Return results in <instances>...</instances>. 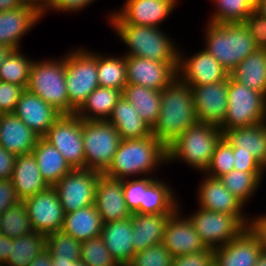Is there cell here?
I'll return each mask as SVG.
<instances>
[{
  "mask_svg": "<svg viewBox=\"0 0 266 266\" xmlns=\"http://www.w3.org/2000/svg\"><path fill=\"white\" fill-rule=\"evenodd\" d=\"M153 177L123 180L124 199L131 213H135L143 202L145 189L154 181Z\"/></svg>",
  "mask_w": 266,
  "mask_h": 266,
  "instance_id": "obj_46",
  "label": "cell"
},
{
  "mask_svg": "<svg viewBox=\"0 0 266 266\" xmlns=\"http://www.w3.org/2000/svg\"><path fill=\"white\" fill-rule=\"evenodd\" d=\"M122 96L133 105L142 120L150 127L154 125L161 108V91L127 84L122 90Z\"/></svg>",
  "mask_w": 266,
  "mask_h": 266,
  "instance_id": "obj_33",
  "label": "cell"
},
{
  "mask_svg": "<svg viewBox=\"0 0 266 266\" xmlns=\"http://www.w3.org/2000/svg\"><path fill=\"white\" fill-rule=\"evenodd\" d=\"M223 137L238 152L250 153L266 168V122L225 130Z\"/></svg>",
  "mask_w": 266,
  "mask_h": 266,
  "instance_id": "obj_28",
  "label": "cell"
},
{
  "mask_svg": "<svg viewBox=\"0 0 266 266\" xmlns=\"http://www.w3.org/2000/svg\"><path fill=\"white\" fill-rule=\"evenodd\" d=\"M201 182L198 189V203L201 208L233 215L245 228L249 225L242 213L243 203L234 196L219 178L208 177Z\"/></svg>",
  "mask_w": 266,
  "mask_h": 266,
  "instance_id": "obj_18",
  "label": "cell"
},
{
  "mask_svg": "<svg viewBox=\"0 0 266 266\" xmlns=\"http://www.w3.org/2000/svg\"><path fill=\"white\" fill-rule=\"evenodd\" d=\"M80 259L87 266H119L105 247L101 235L81 242Z\"/></svg>",
  "mask_w": 266,
  "mask_h": 266,
  "instance_id": "obj_43",
  "label": "cell"
},
{
  "mask_svg": "<svg viewBox=\"0 0 266 266\" xmlns=\"http://www.w3.org/2000/svg\"><path fill=\"white\" fill-rule=\"evenodd\" d=\"M122 91L98 86L75 112L82 120H108ZM91 113V114H89Z\"/></svg>",
  "mask_w": 266,
  "mask_h": 266,
  "instance_id": "obj_34",
  "label": "cell"
},
{
  "mask_svg": "<svg viewBox=\"0 0 266 266\" xmlns=\"http://www.w3.org/2000/svg\"><path fill=\"white\" fill-rule=\"evenodd\" d=\"M110 18L113 29L130 49L124 56L178 63L179 51L159 27L123 24L114 14Z\"/></svg>",
  "mask_w": 266,
  "mask_h": 266,
  "instance_id": "obj_4",
  "label": "cell"
},
{
  "mask_svg": "<svg viewBox=\"0 0 266 266\" xmlns=\"http://www.w3.org/2000/svg\"><path fill=\"white\" fill-rule=\"evenodd\" d=\"M24 90L22 86L0 81V113H13Z\"/></svg>",
  "mask_w": 266,
  "mask_h": 266,
  "instance_id": "obj_49",
  "label": "cell"
},
{
  "mask_svg": "<svg viewBox=\"0 0 266 266\" xmlns=\"http://www.w3.org/2000/svg\"><path fill=\"white\" fill-rule=\"evenodd\" d=\"M19 201L11 179L0 180V215Z\"/></svg>",
  "mask_w": 266,
  "mask_h": 266,
  "instance_id": "obj_51",
  "label": "cell"
},
{
  "mask_svg": "<svg viewBox=\"0 0 266 266\" xmlns=\"http://www.w3.org/2000/svg\"><path fill=\"white\" fill-rule=\"evenodd\" d=\"M28 266H51V255L49 251L45 249Z\"/></svg>",
  "mask_w": 266,
  "mask_h": 266,
  "instance_id": "obj_57",
  "label": "cell"
},
{
  "mask_svg": "<svg viewBox=\"0 0 266 266\" xmlns=\"http://www.w3.org/2000/svg\"><path fill=\"white\" fill-rule=\"evenodd\" d=\"M3 235L2 229L0 228V237Z\"/></svg>",
  "mask_w": 266,
  "mask_h": 266,
  "instance_id": "obj_65",
  "label": "cell"
},
{
  "mask_svg": "<svg viewBox=\"0 0 266 266\" xmlns=\"http://www.w3.org/2000/svg\"><path fill=\"white\" fill-rule=\"evenodd\" d=\"M205 50L229 73L258 48L243 23H208Z\"/></svg>",
  "mask_w": 266,
  "mask_h": 266,
  "instance_id": "obj_3",
  "label": "cell"
},
{
  "mask_svg": "<svg viewBox=\"0 0 266 266\" xmlns=\"http://www.w3.org/2000/svg\"><path fill=\"white\" fill-rule=\"evenodd\" d=\"M12 50L13 49L7 45H0V67Z\"/></svg>",
  "mask_w": 266,
  "mask_h": 266,
  "instance_id": "obj_59",
  "label": "cell"
},
{
  "mask_svg": "<svg viewBox=\"0 0 266 266\" xmlns=\"http://www.w3.org/2000/svg\"><path fill=\"white\" fill-rule=\"evenodd\" d=\"M46 249L51 258L80 260L81 242L61 230L46 236Z\"/></svg>",
  "mask_w": 266,
  "mask_h": 266,
  "instance_id": "obj_41",
  "label": "cell"
},
{
  "mask_svg": "<svg viewBox=\"0 0 266 266\" xmlns=\"http://www.w3.org/2000/svg\"><path fill=\"white\" fill-rule=\"evenodd\" d=\"M11 181L20 201L49 187L41 176L33 153L16 156Z\"/></svg>",
  "mask_w": 266,
  "mask_h": 266,
  "instance_id": "obj_26",
  "label": "cell"
},
{
  "mask_svg": "<svg viewBox=\"0 0 266 266\" xmlns=\"http://www.w3.org/2000/svg\"><path fill=\"white\" fill-rule=\"evenodd\" d=\"M255 40L258 49H266V16L254 9L242 22Z\"/></svg>",
  "mask_w": 266,
  "mask_h": 266,
  "instance_id": "obj_47",
  "label": "cell"
},
{
  "mask_svg": "<svg viewBox=\"0 0 266 266\" xmlns=\"http://www.w3.org/2000/svg\"><path fill=\"white\" fill-rule=\"evenodd\" d=\"M103 221L95 205L65 213L61 231L83 242L101 235Z\"/></svg>",
  "mask_w": 266,
  "mask_h": 266,
  "instance_id": "obj_29",
  "label": "cell"
},
{
  "mask_svg": "<svg viewBox=\"0 0 266 266\" xmlns=\"http://www.w3.org/2000/svg\"><path fill=\"white\" fill-rule=\"evenodd\" d=\"M100 174L92 169L73 168L53 186L65 213L94 205Z\"/></svg>",
  "mask_w": 266,
  "mask_h": 266,
  "instance_id": "obj_10",
  "label": "cell"
},
{
  "mask_svg": "<svg viewBox=\"0 0 266 266\" xmlns=\"http://www.w3.org/2000/svg\"><path fill=\"white\" fill-rule=\"evenodd\" d=\"M249 221L248 227L258 237L263 251L266 252V215L257 216Z\"/></svg>",
  "mask_w": 266,
  "mask_h": 266,
  "instance_id": "obj_54",
  "label": "cell"
},
{
  "mask_svg": "<svg viewBox=\"0 0 266 266\" xmlns=\"http://www.w3.org/2000/svg\"><path fill=\"white\" fill-rule=\"evenodd\" d=\"M45 249L46 235L39 232L11 238L10 255L5 266H28Z\"/></svg>",
  "mask_w": 266,
  "mask_h": 266,
  "instance_id": "obj_35",
  "label": "cell"
},
{
  "mask_svg": "<svg viewBox=\"0 0 266 266\" xmlns=\"http://www.w3.org/2000/svg\"><path fill=\"white\" fill-rule=\"evenodd\" d=\"M172 213H132L133 248L135 254L162 243L165 225Z\"/></svg>",
  "mask_w": 266,
  "mask_h": 266,
  "instance_id": "obj_27",
  "label": "cell"
},
{
  "mask_svg": "<svg viewBox=\"0 0 266 266\" xmlns=\"http://www.w3.org/2000/svg\"><path fill=\"white\" fill-rule=\"evenodd\" d=\"M173 256L162 245H153L137 252L128 266H171Z\"/></svg>",
  "mask_w": 266,
  "mask_h": 266,
  "instance_id": "obj_45",
  "label": "cell"
},
{
  "mask_svg": "<svg viewBox=\"0 0 266 266\" xmlns=\"http://www.w3.org/2000/svg\"><path fill=\"white\" fill-rule=\"evenodd\" d=\"M230 77L266 95V49H257L230 72Z\"/></svg>",
  "mask_w": 266,
  "mask_h": 266,
  "instance_id": "obj_32",
  "label": "cell"
},
{
  "mask_svg": "<svg viewBox=\"0 0 266 266\" xmlns=\"http://www.w3.org/2000/svg\"><path fill=\"white\" fill-rule=\"evenodd\" d=\"M82 121L76 114L61 115L43 137L72 168H85Z\"/></svg>",
  "mask_w": 266,
  "mask_h": 266,
  "instance_id": "obj_11",
  "label": "cell"
},
{
  "mask_svg": "<svg viewBox=\"0 0 266 266\" xmlns=\"http://www.w3.org/2000/svg\"><path fill=\"white\" fill-rule=\"evenodd\" d=\"M245 1H247L254 9H257L260 3V0H245Z\"/></svg>",
  "mask_w": 266,
  "mask_h": 266,
  "instance_id": "obj_63",
  "label": "cell"
},
{
  "mask_svg": "<svg viewBox=\"0 0 266 266\" xmlns=\"http://www.w3.org/2000/svg\"><path fill=\"white\" fill-rule=\"evenodd\" d=\"M66 87L69 99V115L86 101L99 86L97 77V54L78 49L65 56Z\"/></svg>",
  "mask_w": 266,
  "mask_h": 266,
  "instance_id": "obj_8",
  "label": "cell"
},
{
  "mask_svg": "<svg viewBox=\"0 0 266 266\" xmlns=\"http://www.w3.org/2000/svg\"><path fill=\"white\" fill-rule=\"evenodd\" d=\"M263 172H244L232 170L219 177L223 185L243 204L257 190Z\"/></svg>",
  "mask_w": 266,
  "mask_h": 266,
  "instance_id": "obj_39",
  "label": "cell"
},
{
  "mask_svg": "<svg viewBox=\"0 0 266 266\" xmlns=\"http://www.w3.org/2000/svg\"><path fill=\"white\" fill-rule=\"evenodd\" d=\"M23 5L31 6L39 11L42 16L47 11L48 4L50 0H20Z\"/></svg>",
  "mask_w": 266,
  "mask_h": 266,
  "instance_id": "obj_56",
  "label": "cell"
},
{
  "mask_svg": "<svg viewBox=\"0 0 266 266\" xmlns=\"http://www.w3.org/2000/svg\"><path fill=\"white\" fill-rule=\"evenodd\" d=\"M162 162H167L166 147L154 135L122 139L112 162L103 174L125 180L129 175H149Z\"/></svg>",
  "mask_w": 266,
  "mask_h": 266,
  "instance_id": "obj_2",
  "label": "cell"
},
{
  "mask_svg": "<svg viewBox=\"0 0 266 266\" xmlns=\"http://www.w3.org/2000/svg\"><path fill=\"white\" fill-rule=\"evenodd\" d=\"M42 17L39 11L27 5L0 12V45H7L13 50L19 49L23 35Z\"/></svg>",
  "mask_w": 266,
  "mask_h": 266,
  "instance_id": "obj_23",
  "label": "cell"
},
{
  "mask_svg": "<svg viewBox=\"0 0 266 266\" xmlns=\"http://www.w3.org/2000/svg\"><path fill=\"white\" fill-rule=\"evenodd\" d=\"M262 15L266 16V0H260L259 6L256 9Z\"/></svg>",
  "mask_w": 266,
  "mask_h": 266,
  "instance_id": "obj_62",
  "label": "cell"
},
{
  "mask_svg": "<svg viewBox=\"0 0 266 266\" xmlns=\"http://www.w3.org/2000/svg\"><path fill=\"white\" fill-rule=\"evenodd\" d=\"M11 238L6 235L0 237V266H4L10 255Z\"/></svg>",
  "mask_w": 266,
  "mask_h": 266,
  "instance_id": "obj_55",
  "label": "cell"
},
{
  "mask_svg": "<svg viewBox=\"0 0 266 266\" xmlns=\"http://www.w3.org/2000/svg\"><path fill=\"white\" fill-rule=\"evenodd\" d=\"M70 266H87V265L85 264L83 260L80 259V260L71 262Z\"/></svg>",
  "mask_w": 266,
  "mask_h": 266,
  "instance_id": "obj_64",
  "label": "cell"
},
{
  "mask_svg": "<svg viewBox=\"0 0 266 266\" xmlns=\"http://www.w3.org/2000/svg\"><path fill=\"white\" fill-rule=\"evenodd\" d=\"M97 77L99 86L122 91L127 85L125 56L114 58L97 54Z\"/></svg>",
  "mask_w": 266,
  "mask_h": 266,
  "instance_id": "obj_37",
  "label": "cell"
},
{
  "mask_svg": "<svg viewBox=\"0 0 266 266\" xmlns=\"http://www.w3.org/2000/svg\"><path fill=\"white\" fill-rule=\"evenodd\" d=\"M255 266H266V252L262 250L261 254L259 255Z\"/></svg>",
  "mask_w": 266,
  "mask_h": 266,
  "instance_id": "obj_61",
  "label": "cell"
},
{
  "mask_svg": "<svg viewBox=\"0 0 266 266\" xmlns=\"http://www.w3.org/2000/svg\"><path fill=\"white\" fill-rule=\"evenodd\" d=\"M122 139H136L150 136L151 127L140 118L133 105L123 96L114 106L108 119Z\"/></svg>",
  "mask_w": 266,
  "mask_h": 266,
  "instance_id": "obj_30",
  "label": "cell"
},
{
  "mask_svg": "<svg viewBox=\"0 0 266 266\" xmlns=\"http://www.w3.org/2000/svg\"><path fill=\"white\" fill-rule=\"evenodd\" d=\"M16 155L5 150L0 145V180L11 179Z\"/></svg>",
  "mask_w": 266,
  "mask_h": 266,
  "instance_id": "obj_53",
  "label": "cell"
},
{
  "mask_svg": "<svg viewBox=\"0 0 266 266\" xmlns=\"http://www.w3.org/2000/svg\"><path fill=\"white\" fill-rule=\"evenodd\" d=\"M71 262L70 259L51 258V266H70Z\"/></svg>",
  "mask_w": 266,
  "mask_h": 266,
  "instance_id": "obj_60",
  "label": "cell"
},
{
  "mask_svg": "<svg viewBox=\"0 0 266 266\" xmlns=\"http://www.w3.org/2000/svg\"><path fill=\"white\" fill-rule=\"evenodd\" d=\"M234 170L244 172H264L266 168L250 153L238 152V148H233Z\"/></svg>",
  "mask_w": 266,
  "mask_h": 266,
  "instance_id": "obj_50",
  "label": "cell"
},
{
  "mask_svg": "<svg viewBox=\"0 0 266 266\" xmlns=\"http://www.w3.org/2000/svg\"><path fill=\"white\" fill-rule=\"evenodd\" d=\"M227 112L222 132L266 122V95L228 78Z\"/></svg>",
  "mask_w": 266,
  "mask_h": 266,
  "instance_id": "obj_7",
  "label": "cell"
},
{
  "mask_svg": "<svg viewBox=\"0 0 266 266\" xmlns=\"http://www.w3.org/2000/svg\"><path fill=\"white\" fill-rule=\"evenodd\" d=\"M41 137L14 113H1L0 145L17 155L30 154Z\"/></svg>",
  "mask_w": 266,
  "mask_h": 266,
  "instance_id": "obj_24",
  "label": "cell"
},
{
  "mask_svg": "<svg viewBox=\"0 0 266 266\" xmlns=\"http://www.w3.org/2000/svg\"><path fill=\"white\" fill-rule=\"evenodd\" d=\"M32 63L19 49L12 50L0 67V81L26 89Z\"/></svg>",
  "mask_w": 266,
  "mask_h": 266,
  "instance_id": "obj_38",
  "label": "cell"
},
{
  "mask_svg": "<svg viewBox=\"0 0 266 266\" xmlns=\"http://www.w3.org/2000/svg\"><path fill=\"white\" fill-rule=\"evenodd\" d=\"M22 5L20 0H0V12L14 10Z\"/></svg>",
  "mask_w": 266,
  "mask_h": 266,
  "instance_id": "obj_58",
  "label": "cell"
},
{
  "mask_svg": "<svg viewBox=\"0 0 266 266\" xmlns=\"http://www.w3.org/2000/svg\"><path fill=\"white\" fill-rule=\"evenodd\" d=\"M178 209L165 225L162 245L173 257L204 250L206 245L201 241L191 220L178 215Z\"/></svg>",
  "mask_w": 266,
  "mask_h": 266,
  "instance_id": "obj_20",
  "label": "cell"
},
{
  "mask_svg": "<svg viewBox=\"0 0 266 266\" xmlns=\"http://www.w3.org/2000/svg\"><path fill=\"white\" fill-rule=\"evenodd\" d=\"M189 86L198 122L220 128L227 112L228 80Z\"/></svg>",
  "mask_w": 266,
  "mask_h": 266,
  "instance_id": "obj_14",
  "label": "cell"
},
{
  "mask_svg": "<svg viewBox=\"0 0 266 266\" xmlns=\"http://www.w3.org/2000/svg\"><path fill=\"white\" fill-rule=\"evenodd\" d=\"M41 176L49 186H54L65 174L73 168L63 158V155L44 138H40L32 151Z\"/></svg>",
  "mask_w": 266,
  "mask_h": 266,
  "instance_id": "obj_31",
  "label": "cell"
},
{
  "mask_svg": "<svg viewBox=\"0 0 266 266\" xmlns=\"http://www.w3.org/2000/svg\"><path fill=\"white\" fill-rule=\"evenodd\" d=\"M13 113L41 138L62 115L27 89L22 92Z\"/></svg>",
  "mask_w": 266,
  "mask_h": 266,
  "instance_id": "obj_21",
  "label": "cell"
},
{
  "mask_svg": "<svg viewBox=\"0 0 266 266\" xmlns=\"http://www.w3.org/2000/svg\"><path fill=\"white\" fill-rule=\"evenodd\" d=\"M125 62L127 84L162 91L177 77L178 63L153 61L136 56H125Z\"/></svg>",
  "mask_w": 266,
  "mask_h": 266,
  "instance_id": "obj_15",
  "label": "cell"
},
{
  "mask_svg": "<svg viewBox=\"0 0 266 266\" xmlns=\"http://www.w3.org/2000/svg\"><path fill=\"white\" fill-rule=\"evenodd\" d=\"M161 108L151 133L166 148L198 122L192 90L178 76L161 91Z\"/></svg>",
  "mask_w": 266,
  "mask_h": 266,
  "instance_id": "obj_1",
  "label": "cell"
},
{
  "mask_svg": "<svg viewBox=\"0 0 266 266\" xmlns=\"http://www.w3.org/2000/svg\"><path fill=\"white\" fill-rule=\"evenodd\" d=\"M176 3L177 0H127L124 8L113 14L123 24L159 27Z\"/></svg>",
  "mask_w": 266,
  "mask_h": 266,
  "instance_id": "obj_22",
  "label": "cell"
},
{
  "mask_svg": "<svg viewBox=\"0 0 266 266\" xmlns=\"http://www.w3.org/2000/svg\"><path fill=\"white\" fill-rule=\"evenodd\" d=\"M34 232L44 235L60 231L65 211L53 186L23 200Z\"/></svg>",
  "mask_w": 266,
  "mask_h": 266,
  "instance_id": "obj_13",
  "label": "cell"
},
{
  "mask_svg": "<svg viewBox=\"0 0 266 266\" xmlns=\"http://www.w3.org/2000/svg\"><path fill=\"white\" fill-rule=\"evenodd\" d=\"M94 205L103 224L129 219L132 216L124 199L123 180L103 173L97 180Z\"/></svg>",
  "mask_w": 266,
  "mask_h": 266,
  "instance_id": "obj_17",
  "label": "cell"
},
{
  "mask_svg": "<svg viewBox=\"0 0 266 266\" xmlns=\"http://www.w3.org/2000/svg\"><path fill=\"white\" fill-rule=\"evenodd\" d=\"M233 159V147L223 137L217 144L210 164L204 172H207V175L210 177L219 178L234 170Z\"/></svg>",
  "mask_w": 266,
  "mask_h": 266,
  "instance_id": "obj_44",
  "label": "cell"
},
{
  "mask_svg": "<svg viewBox=\"0 0 266 266\" xmlns=\"http://www.w3.org/2000/svg\"><path fill=\"white\" fill-rule=\"evenodd\" d=\"M0 228L3 235L9 238H17L26 233L34 232L23 201L9 207L0 215Z\"/></svg>",
  "mask_w": 266,
  "mask_h": 266,
  "instance_id": "obj_40",
  "label": "cell"
},
{
  "mask_svg": "<svg viewBox=\"0 0 266 266\" xmlns=\"http://www.w3.org/2000/svg\"><path fill=\"white\" fill-rule=\"evenodd\" d=\"M101 236L118 265L128 266L135 255L131 218L103 224Z\"/></svg>",
  "mask_w": 266,
  "mask_h": 266,
  "instance_id": "obj_25",
  "label": "cell"
},
{
  "mask_svg": "<svg viewBox=\"0 0 266 266\" xmlns=\"http://www.w3.org/2000/svg\"><path fill=\"white\" fill-rule=\"evenodd\" d=\"M26 89L62 115H69L64 57L60 61H34Z\"/></svg>",
  "mask_w": 266,
  "mask_h": 266,
  "instance_id": "obj_6",
  "label": "cell"
},
{
  "mask_svg": "<svg viewBox=\"0 0 266 266\" xmlns=\"http://www.w3.org/2000/svg\"><path fill=\"white\" fill-rule=\"evenodd\" d=\"M180 55L177 76L187 85H205L226 81L230 77L229 71L205 49L187 59Z\"/></svg>",
  "mask_w": 266,
  "mask_h": 266,
  "instance_id": "obj_16",
  "label": "cell"
},
{
  "mask_svg": "<svg viewBox=\"0 0 266 266\" xmlns=\"http://www.w3.org/2000/svg\"><path fill=\"white\" fill-rule=\"evenodd\" d=\"M218 6L209 23H242L254 8L245 0H214Z\"/></svg>",
  "mask_w": 266,
  "mask_h": 266,
  "instance_id": "obj_42",
  "label": "cell"
},
{
  "mask_svg": "<svg viewBox=\"0 0 266 266\" xmlns=\"http://www.w3.org/2000/svg\"><path fill=\"white\" fill-rule=\"evenodd\" d=\"M222 138L221 128L197 122L166 148L167 162L181 159L189 166L205 171Z\"/></svg>",
  "mask_w": 266,
  "mask_h": 266,
  "instance_id": "obj_5",
  "label": "cell"
},
{
  "mask_svg": "<svg viewBox=\"0 0 266 266\" xmlns=\"http://www.w3.org/2000/svg\"><path fill=\"white\" fill-rule=\"evenodd\" d=\"M189 219L201 241L213 249L232 241L245 228L233 215L201 207Z\"/></svg>",
  "mask_w": 266,
  "mask_h": 266,
  "instance_id": "obj_12",
  "label": "cell"
},
{
  "mask_svg": "<svg viewBox=\"0 0 266 266\" xmlns=\"http://www.w3.org/2000/svg\"><path fill=\"white\" fill-rule=\"evenodd\" d=\"M171 266H214V249L204 250L173 257Z\"/></svg>",
  "mask_w": 266,
  "mask_h": 266,
  "instance_id": "obj_48",
  "label": "cell"
},
{
  "mask_svg": "<svg viewBox=\"0 0 266 266\" xmlns=\"http://www.w3.org/2000/svg\"><path fill=\"white\" fill-rule=\"evenodd\" d=\"M92 1L94 0H50L47 8L62 12H75L79 9L82 10V8L92 3Z\"/></svg>",
  "mask_w": 266,
  "mask_h": 266,
  "instance_id": "obj_52",
  "label": "cell"
},
{
  "mask_svg": "<svg viewBox=\"0 0 266 266\" xmlns=\"http://www.w3.org/2000/svg\"><path fill=\"white\" fill-rule=\"evenodd\" d=\"M262 250L258 237L246 227L232 241L214 249V266H255Z\"/></svg>",
  "mask_w": 266,
  "mask_h": 266,
  "instance_id": "obj_19",
  "label": "cell"
},
{
  "mask_svg": "<svg viewBox=\"0 0 266 266\" xmlns=\"http://www.w3.org/2000/svg\"><path fill=\"white\" fill-rule=\"evenodd\" d=\"M85 168L103 173L112 162L121 136L108 120H83Z\"/></svg>",
  "mask_w": 266,
  "mask_h": 266,
  "instance_id": "obj_9",
  "label": "cell"
},
{
  "mask_svg": "<svg viewBox=\"0 0 266 266\" xmlns=\"http://www.w3.org/2000/svg\"><path fill=\"white\" fill-rule=\"evenodd\" d=\"M163 181L154 180L144 191L143 202L135 213H173L178 207L176 196Z\"/></svg>",
  "mask_w": 266,
  "mask_h": 266,
  "instance_id": "obj_36",
  "label": "cell"
}]
</instances>
